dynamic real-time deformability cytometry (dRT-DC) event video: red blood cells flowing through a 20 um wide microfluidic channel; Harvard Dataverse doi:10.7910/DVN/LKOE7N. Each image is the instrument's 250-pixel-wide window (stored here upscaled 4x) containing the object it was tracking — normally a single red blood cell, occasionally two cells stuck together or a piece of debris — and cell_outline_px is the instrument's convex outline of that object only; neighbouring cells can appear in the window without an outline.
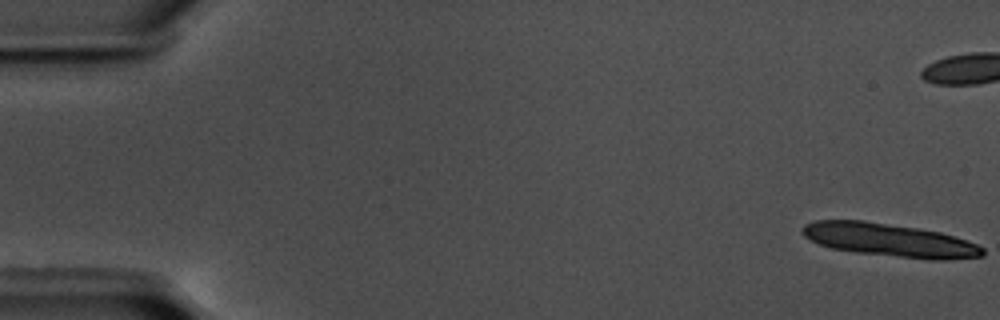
{"species": "common noctule bat (a hibernating species)", "species_latin": "Nyctalus noctula", "temperature_condition": "warm", "stored_images_in_passage": 16, "camera_frame_rate_fps": 3000, "um_per_image_px": 0.085, "animal": {"sex": "male", "body_mass_g": 17.5, "forearm_length_mm": 52.3}, "frame": {"image": 1, "passage_image": 1, "time_ms": 0.0, "image_size_px": [1000, 320], "cell_outline_px": [[984, 256], [936, 260], [856, 252], [832, 248], [820, 244], [804, 236], [800, 232], [800, 228], [804, 224], [816, 220], [864, 220], [920, 228], [940, 232], [976, 244], [984, 248]], "centroid_in_image_um": [75.56, 20.38], "position_along_channel_um": 9.4, "area_um2": 34.56}}